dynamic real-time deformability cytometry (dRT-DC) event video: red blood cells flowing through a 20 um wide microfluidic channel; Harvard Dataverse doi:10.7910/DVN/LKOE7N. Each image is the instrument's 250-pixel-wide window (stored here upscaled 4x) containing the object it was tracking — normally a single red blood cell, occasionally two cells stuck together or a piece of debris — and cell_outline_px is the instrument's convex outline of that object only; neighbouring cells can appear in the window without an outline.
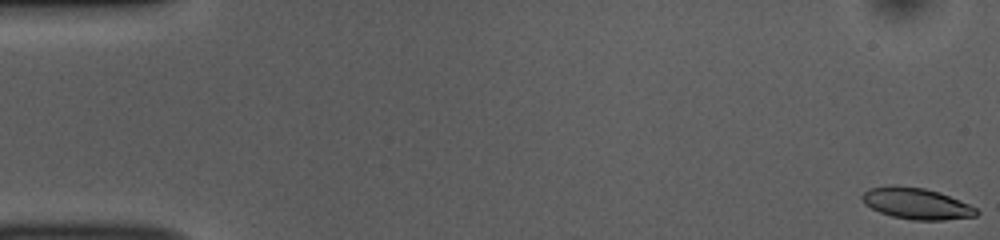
{"species": "common noctule bat (a hibernating species)", "species_latin": "Nyctalus noctula", "temperature_condition": "room temperature", "stored_images_in_passage": 53, "camera_frame_rate_fps": 3000, "um_per_image_px": 0.085, "animal": {"sex": "female", "body_mass_g": 10.0, "forearm_length_mm": 53.1}, "frame": {"image": 1, "passage_image": 1, "time_ms": 0.0, "image_size_px": [1000, 240], "cell_outline_px": [[980, 212], [976, 216], [944, 220], [912, 220], [892, 216], [880, 212], [864, 204], [860, 196], [864, 192], [872, 188], [888, 184], [892, 184], [924, 188], [940, 192], [968, 204], [976, 208]], "centroid_in_image_um": [77.88, 17.29], "position_along_channel_um": 7.1, "area_um2": 20.92}}
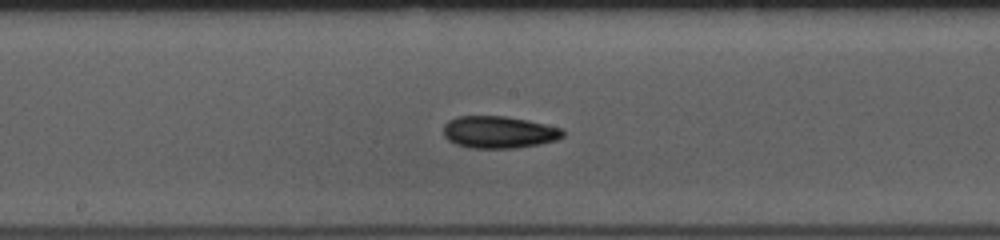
{"frame": {"image": 2, "passage_image": 28, "time_ms": 9.0, "image_size_px": [1000, 240], "cell_outline_px": [[564, 136], [556, 140], [540, 144], [516, 148], [472, 148], [456, 144], [448, 140], [444, 136], [444, 124], [448, 120], [456, 116], [504, 116], [528, 120], [564, 128]], "centroid_in_image_um": [42.42, 11.23], "position_along_channel_um": 205.8, "area_um2": 22.54}}
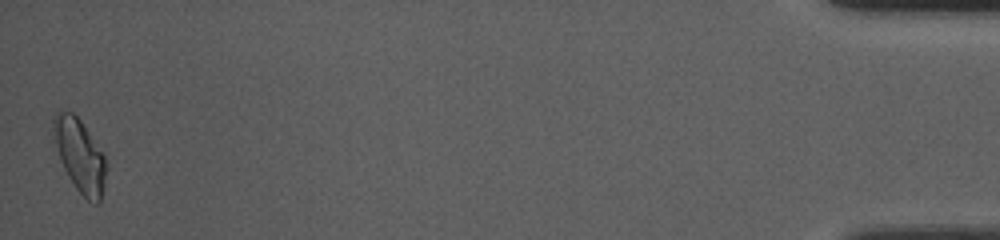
{"frame": {"image": 3, "passage_image": 53, "time_ms": 17.333, "image_size_px": [1000, 240], "cell_outline_px": [[108, 168], [100, 204], [96, 204], [88, 200], [76, 188], [68, 176], [60, 160], [52, 124], [52, 120], [56, 112], [60, 108], [72, 112], [80, 120], [104, 152]], "centroid_in_image_um": [6.82, 13.21], "position_along_channel_um": 428.4, "area_um2": 22.6}, "authors_computed_cell_mechanics": {"area_um2": 21.1548, "velocity_mm_per_s": 3.7653, "shape_relaxation_time_tau1_ms": 3.916, "shape_relaxation_time_tau2_ms": 4.0486, "deformation_change_tau1": 0.1012, "deformation_change_tau2": 0.1102}}